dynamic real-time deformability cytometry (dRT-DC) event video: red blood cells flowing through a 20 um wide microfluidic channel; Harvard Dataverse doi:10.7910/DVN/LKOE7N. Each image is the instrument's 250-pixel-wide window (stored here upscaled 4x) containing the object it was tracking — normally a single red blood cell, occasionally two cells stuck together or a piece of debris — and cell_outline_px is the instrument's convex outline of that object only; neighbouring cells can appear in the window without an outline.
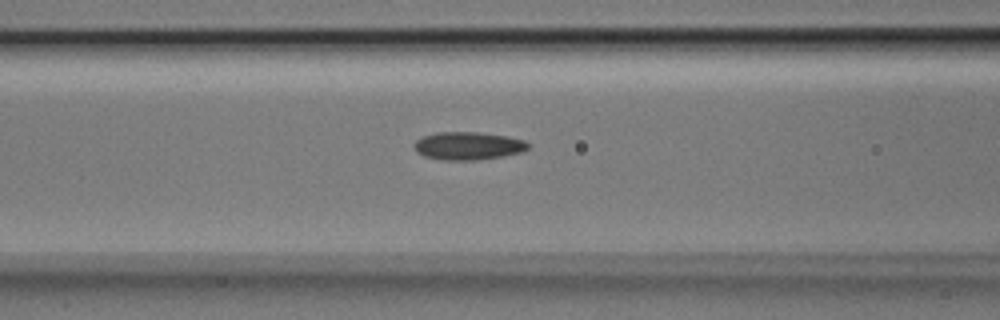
{"species": "Egyptian fruit bat (a non-hibernating species)", "species_latin": "Rousettus aegyptiacus", "temperature_condition": "room temperature", "stored_images_in_passage": 16, "camera_frame_rate_fps": 3000, "um_per_image_px": 0.085, "animal": {"sex": "male"}, "frame": {"image": 1, "passage_image": 14, "time_ms": 4.333, "image_size_px": [1000, 320], "cell_outline_px": [[532, 144], [524, 152], [476, 160], [444, 160], [424, 156], [416, 152], [412, 144], [416, 140], [424, 136], [436, 132], [480, 132], [508, 136], [524, 140]], "centroid_in_image_um": [39.8, 12.39], "position_along_channel_um": 126.8, "area_um2": 18.73}}